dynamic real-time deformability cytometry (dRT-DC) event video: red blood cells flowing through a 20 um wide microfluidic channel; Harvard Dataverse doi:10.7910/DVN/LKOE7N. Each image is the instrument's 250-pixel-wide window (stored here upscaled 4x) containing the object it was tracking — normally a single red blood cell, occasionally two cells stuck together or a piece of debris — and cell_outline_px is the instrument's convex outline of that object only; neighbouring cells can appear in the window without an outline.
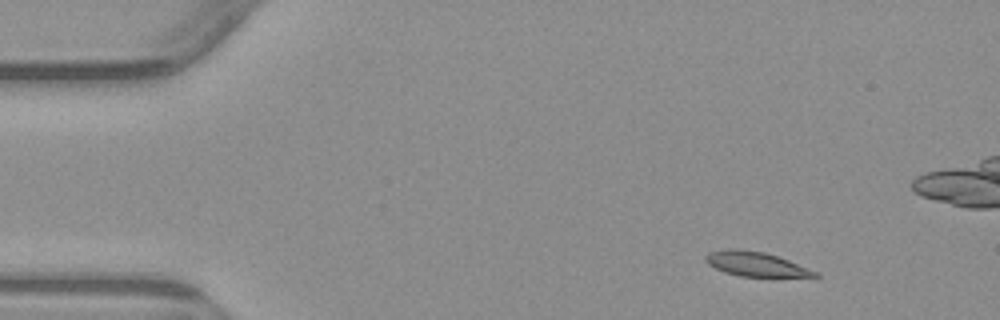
{"species": "common noctule bat (a hibernating species)", "species_latin": "Nyctalus noctula", "temperature_condition": "warm", "stored_images_in_passage": 4, "camera_frame_rate_fps": 3000, "um_per_image_px": 0.085, "animal": {"sex": "male", "body_mass_g": 23.1, "forearm_length_mm": 52.7}, "frame": {"image": 1, "passage_image": 1, "time_ms": 0.0, "image_size_px": [1000, 320], "cell_outline_px": [[820, 276], [816, 280], [740, 276], [724, 272], [708, 264], [704, 260], [704, 256], [708, 252], [728, 248], [736, 248], [764, 252], [788, 260], [816, 272]], "centroid_in_image_um": [64.35, 22.5], "position_along_channel_um": 20.6, "area_um2": 16.42}}